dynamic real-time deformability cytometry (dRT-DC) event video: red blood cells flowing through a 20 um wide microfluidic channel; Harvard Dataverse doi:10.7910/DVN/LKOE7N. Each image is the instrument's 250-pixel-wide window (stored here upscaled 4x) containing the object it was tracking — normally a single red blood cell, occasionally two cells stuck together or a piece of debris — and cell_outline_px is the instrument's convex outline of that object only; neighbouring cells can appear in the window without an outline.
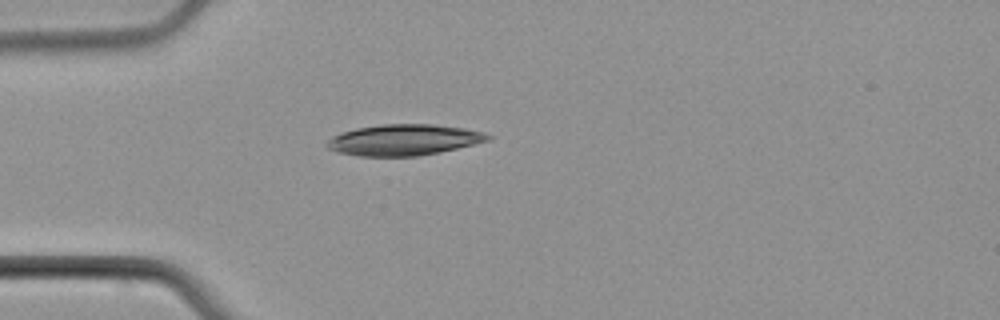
{"species": "common noctule bat (a hibernating species)", "species_latin": "Nyctalus noctula", "temperature_condition": "cold", "stored_images_in_passage": 1, "camera_frame_rate_fps": 3000, "um_per_image_px": 0.085, "animal": {"sex": "male", "body_mass_g": 21.5, "forearm_length_mm": 52.0}, "frame": {"image": 1, "passage_image": 1, "time_ms": 0.0, "image_size_px": [1000, 320], "cell_outline_px": [[492, 140], [440, 152], [416, 156], [360, 156], [336, 152], [328, 148], [324, 144], [332, 136], [340, 132], [356, 128], [380, 124], [432, 124], [464, 128], [484, 132], [492, 136]], "centroid_in_image_um": [34.32, 11.89], "position_along_channel_um": 50.7, "area_um2": 29.3}}